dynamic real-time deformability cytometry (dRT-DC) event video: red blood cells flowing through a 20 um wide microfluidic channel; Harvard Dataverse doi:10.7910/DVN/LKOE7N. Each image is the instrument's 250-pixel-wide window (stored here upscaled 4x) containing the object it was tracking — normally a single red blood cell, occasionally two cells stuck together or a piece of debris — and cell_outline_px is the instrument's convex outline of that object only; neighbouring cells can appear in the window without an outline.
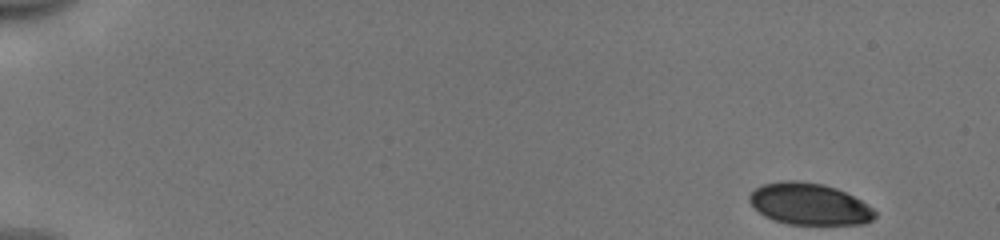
{"species": "human", "species_latin": "Homo sapiens", "temperature_condition": "cold", "stored_images_in_passage": 50, "camera_frame_rate_fps": 3000, "um_per_image_px": 0.085, "donor": {"sex": "male"}, "frame": {"image": 1, "passage_image": 1, "time_ms": 0.0, "image_size_px": [1000, 240], "cell_outline_px": [[876, 216], [872, 220], [864, 224], [788, 224], [764, 216], [748, 200], [748, 196], [756, 188], [764, 184], [780, 180], [796, 180], [824, 184], [836, 188], [860, 200], [872, 208], [876, 212]], "centroid_in_image_um": [68.79, 17.33], "position_along_channel_um": 16.2, "area_um2": 30.29}}
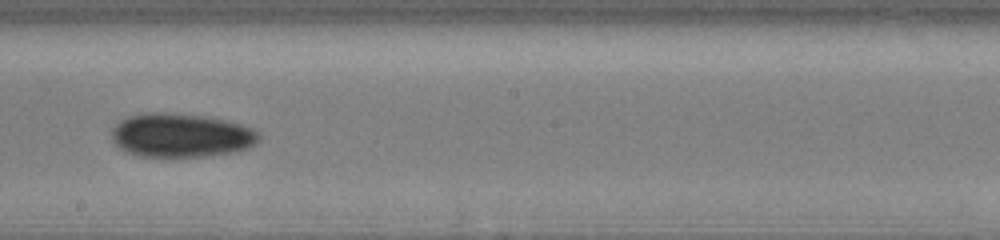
{"frame": {"image": 2, "passage_image": 29, "time_ms": 9.333, "image_size_px": [1000, 240], "cell_outline_px": [[260, 140], [256, 144], [248, 148], [236, 152], [204, 156], [140, 156], [128, 152], [120, 148], [112, 140], [112, 128], [120, 120], [128, 116], [144, 112], [164, 112], [204, 116], [224, 120], [256, 128], [260, 132]], "centroid_in_image_um": [15.42, 11.49], "position_along_channel_um": 232.8, "area_um2": 37.86}}
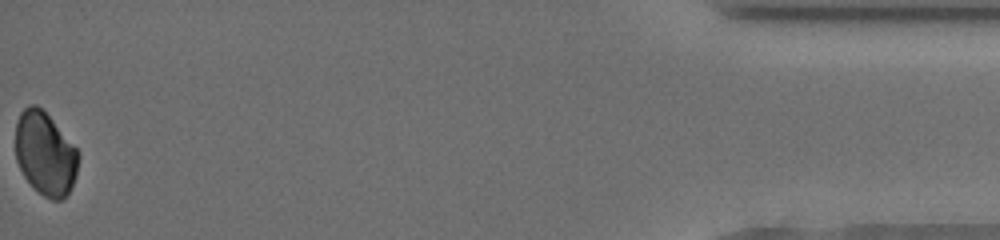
{"frame": {"image": 3, "passage_image": 50, "time_ms": 16.333, "image_size_px": [1000, 240], "cell_outline_px": [[80, 156], [76, 176], [72, 188], [60, 200], [52, 200], [44, 196], [24, 176], [16, 160], [16, 124], [20, 112], [28, 104], [36, 104], [52, 120], [80, 152]], "centroid_in_image_um": [3.86, 13.05], "position_along_channel_um": 431.3, "area_um2": 30.35}, "authors_computed_cell_mechanics": {"area_um2": 33.9864, "velocity_mm_per_s": 3.979, "shape_relaxation_time_tau1_ms": 4.7314, "shape_relaxation_time_tau2_ms": null, "deformation_change_tau1": 0.0663, "deformation_change_tau2": null}}